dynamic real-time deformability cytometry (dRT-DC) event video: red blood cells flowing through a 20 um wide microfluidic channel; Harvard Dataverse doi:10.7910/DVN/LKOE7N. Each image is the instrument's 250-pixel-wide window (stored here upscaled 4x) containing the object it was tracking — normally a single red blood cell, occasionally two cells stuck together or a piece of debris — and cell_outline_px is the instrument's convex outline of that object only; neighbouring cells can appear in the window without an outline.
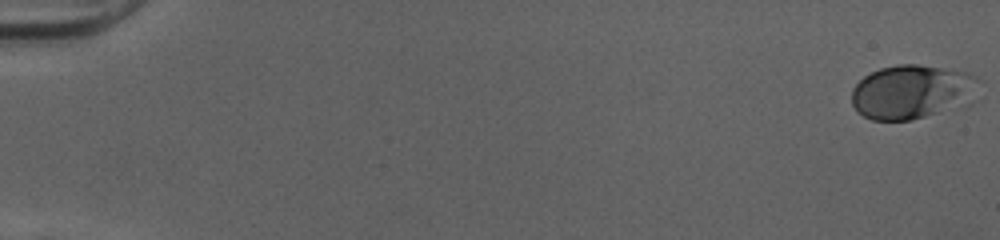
{"species": "human", "species_latin": "Homo sapiens", "temperature_condition": "cold", "stored_images_in_passage": 52, "camera_frame_rate_fps": 3000, "um_per_image_px": 0.085, "donor": {"sex": "female"}, "frame": {"image": 1, "passage_image": 1, "time_ms": 0.0, "image_size_px": [1000, 240], "cell_outline_px": [[984, 96], [968, 108], [912, 120], [872, 120], [856, 112], [852, 104], [852, 88], [864, 76], [880, 68], [896, 64], [916, 64], [968, 72], [984, 80]], "centroid_in_image_um": [77.76, 7.84], "position_along_channel_um": 7.2, "area_um2": 42.48}}
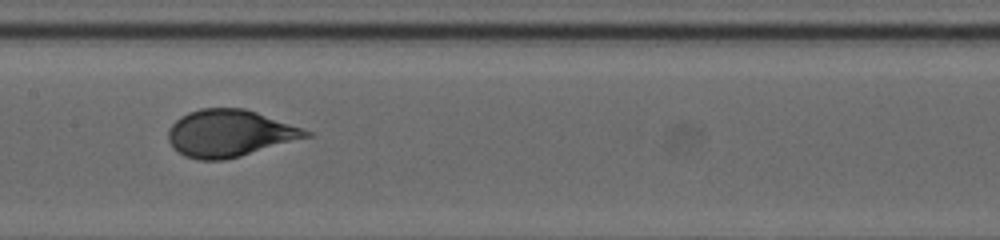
{"frame": {"image": 2, "passage_image": 28, "time_ms": 9.0, "image_size_px": [1000, 240], "cell_outline_px": [[316, 136], [240, 156], [224, 160], [200, 160], [184, 156], [168, 140], [168, 128], [180, 116], [188, 112], [200, 108], [244, 108], [304, 128], [312, 132]], "centroid_in_image_um": [19.57, 11.33], "position_along_channel_um": 187.8, "area_um2": 37.97}}
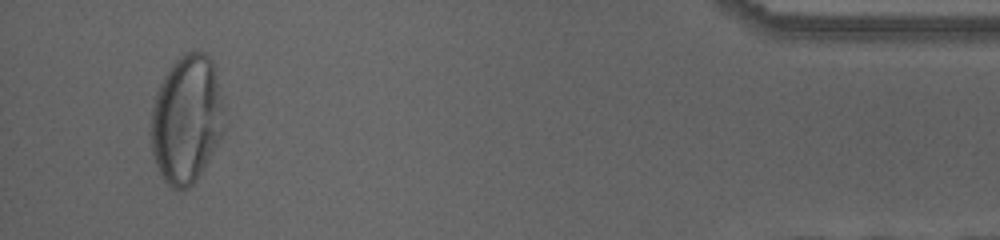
{"frame": {"image": 3, "passage_image": 50, "time_ms": 16.333, "image_size_px": [1000, 240], "cell_outline_px": [[224, 132], [220, 140], [196, 180], [188, 188], [172, 188], [164, 180], [152, 156], [148, 132], [152, 104], [156, 92], [164, 76], [172, 64], [184, 52], [204, 52], [212, 60], [216, 68], [224, 108]], "centroid_in_image_um": [15.84, 10.13], "position_along_channel_um": 419.4, "area_um2": 55.55}, "authors_computed_cell_mechanics": {"area_um2": 37.5989, "velocity_mm_per_s": 4.0166, "shape_relaxation_time_tau1_ms": 2.9539, "shape_relaxation_time_tau2_ms": null, "deformation_change_tau1": 0.158, "deformation_change_tau2": null}}